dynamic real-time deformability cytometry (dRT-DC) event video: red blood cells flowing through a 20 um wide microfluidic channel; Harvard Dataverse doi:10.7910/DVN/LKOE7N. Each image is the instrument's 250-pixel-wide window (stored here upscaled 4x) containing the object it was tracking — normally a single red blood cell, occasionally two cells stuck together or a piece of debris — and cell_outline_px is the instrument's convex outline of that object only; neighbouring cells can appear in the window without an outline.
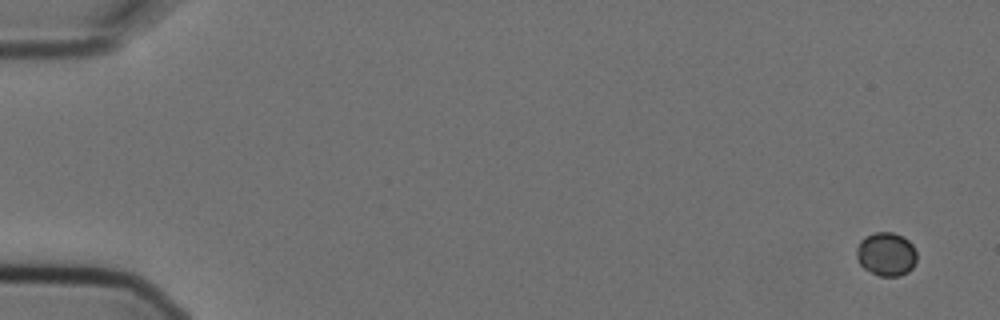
{"species": "Egyptian fruit bat (a non-hibernating species)", "species_latin": "Rousettus aegyptiacus", "temperature_condition": "cold", "stored_images_in_passage": 8, "camera_frame_rate_fps": 3000, "um_per_image_px": 0.085, "animal": {"sex": "female"}, "frame": {"image": 1, "passage_image": 1, "time_ms": 0.0, "image_size_px": [1000, 320], "cell_outline_px": [[916, 260], [912, 268], [908, 272], [900, 276], [880, 276], [864, 268], [860, 264], [856, 256], [856, 248], [860, 240], [864, 236], [876, 232], [892, 232], [904, 236], [912, 244], [916, 252]], "centroid_in_image_um": [75.32, 21.59], "position_along_channel_um": 9.7, "area_um2": 15.43}}
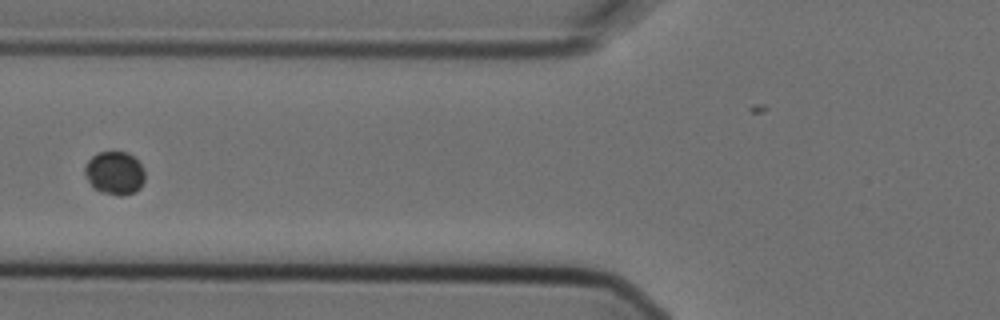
{"frame": {"image": 2, "passage_image": 6, "time_ms": 1.667, "image_size_px": [1000, 320], "cell_outline_px": [[144, 180], [140, 188], [132, 192], [120, 196], [100, 192], [88, 180], [84, 172], [84, 168], [88, 160], [92, 156], [100, 152], [128, 152], [144, 168]], "centroid_in_image_um": [9.75, 14.7], "position_along_channel_um": 116.1, "area_um2": 14.91}}
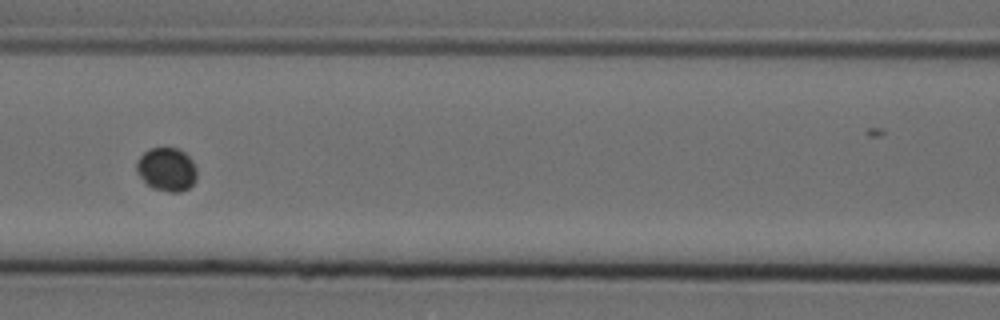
{"frame": {"image": 3, "passage_image": 7, "time_ms": 2.0, "image_size_px": [1000, 320], "cell_outline_px": [[196, 180], [188, 188], [180, 192], [168, 192], [152, 188], [136, 172], [136, 164], [140, 156], [148, 148], [176, 148], [184, 152], [192, 160], [196, 168]], "centroid_in_image_um": [14.17, 14.4], "position_along_channel_um": 152.4, "area_um2": 15.26}}